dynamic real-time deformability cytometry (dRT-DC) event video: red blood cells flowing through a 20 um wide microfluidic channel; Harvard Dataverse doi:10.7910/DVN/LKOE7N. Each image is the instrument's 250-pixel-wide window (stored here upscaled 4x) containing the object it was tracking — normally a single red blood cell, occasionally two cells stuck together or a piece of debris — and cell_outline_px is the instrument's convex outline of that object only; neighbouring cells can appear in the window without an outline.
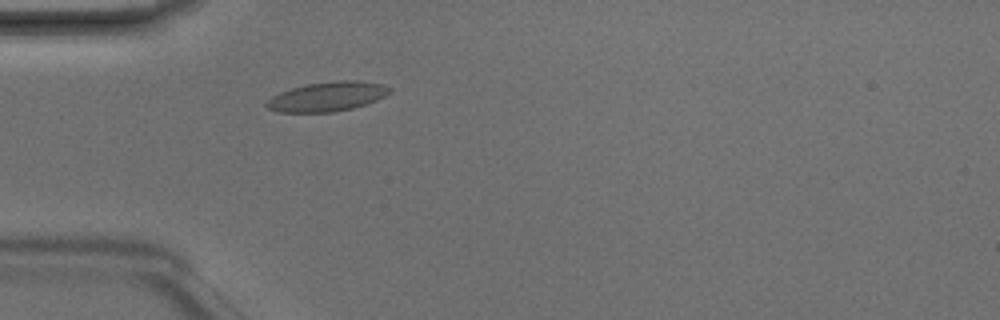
{"species": "Egyptian fruit bat (a non-hibernating species)", "species_latin": "Rousettus aegyptiacus", "temperature_condition": "room temperature", "stored_images_in_passage": 3, "camera_frame_rate_fps": 3000, "um_per_image_px": 0.085, "animal": {"sex": "male"}, "frame": {"image": 1, "passage_image": 3, "time_ms": 0.667, "image_size_px": [1000, 320], "cell_outline_px": [[392, 92], [376, 100], [352, 108], [332, 112], [280, 112], [268, 108], [264, 104], [272, 96], [280, 92], [292, 88], [308, 84], [336, 80], [360, 80], [384, 84], [392, 88]], "centroid_in_image_um": [27.85, 8.19], "position_along_channel_um": 57.1, "area_um2": 21.1}}